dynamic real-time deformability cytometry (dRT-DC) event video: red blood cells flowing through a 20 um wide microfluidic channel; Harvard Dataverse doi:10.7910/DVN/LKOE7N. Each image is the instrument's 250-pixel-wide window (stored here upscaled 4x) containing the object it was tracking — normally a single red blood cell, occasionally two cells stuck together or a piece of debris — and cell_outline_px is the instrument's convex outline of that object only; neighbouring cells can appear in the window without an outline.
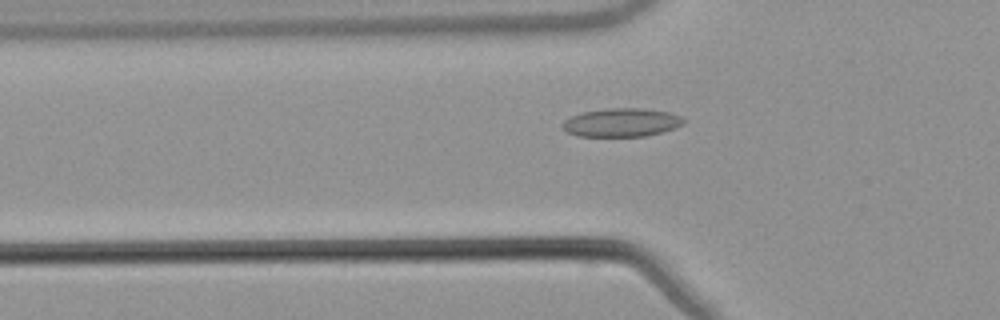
{"species": "common noctule bat (a hibernating species)", "species_latin": "Nyctalus noctula", "temperature_condition": "warm", "stored_images_in_passage": 54, "camera_frame_rate_fps": 3000, "um_per_image_px": 0.085, "animal": {"sex": "male", "body_mass_g": 21.5, "forearm_length_mm": 52.0}, "frame": {"image": 1, "passage_image": 19, "time_ms": 6.0, "image_size_px": [1000, 320], "cell_outline_px": [[688, 120], [684, 124], [676, 128], [644, 136], [576, 136], [560, 128], [560, 124], [564, 120], [572, 116], [584, 112], [604, 108], [644, 108], [668, 112], [680, 116]], "centroid_in_image_um": [52.83, 10.41], "position_along_channel_um": 73.0, "area_um2": 20.29}}
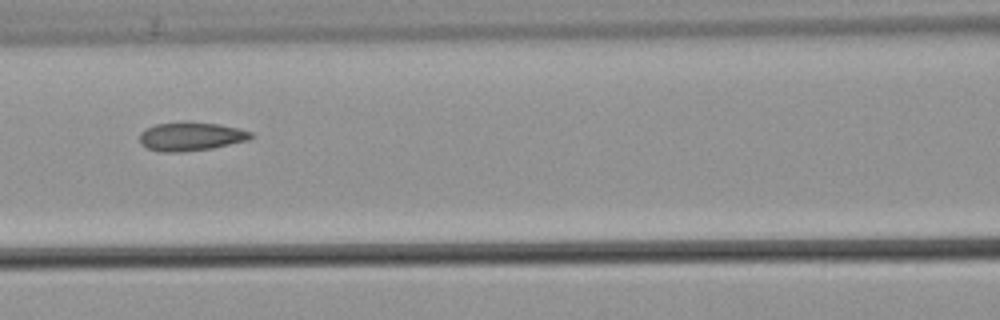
{"frame": {"image": 2, "passage_image": 25, "time_ms": 8.0, "image_size_px": [1000, 320], "cell_outline_px": [[256, 136], [248, 140], [212, 148], [180, 152], [160, 152], [148, 148], [140, 144], [140, 132], [156, 124], [184, 120], [220, 124], [240, 128], [252, 132]], "centroid_in_image_um": [16.25, 11.57], "position_along_channel_um": 150.3, "area_um2": 18.96}}
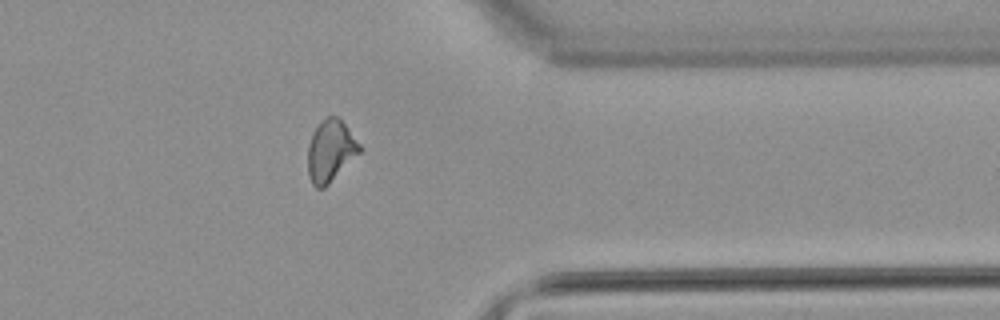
{"frame": {"image": 3, "passage_image": 44, "time_ms": 14.333, "image_size_px": [1000, 320], "cell_outline_px": [[364, 148], [324, 188], [316, 188], [312, 184], [308, 176], [308, 144], [312, 132], [328, 116], [340, 116]], "centroid_in_image_um": [28.11, 12.8], "position_along_channel_um": 383.3, "area_um2": 18.73}, "authors_computed_cell_mechanics": {"area_um2": 18.8717, "velocity_mm_per_s": 3.8304, "shape_relaxation_time_tau1_ms": null, "shape_relaxation_time_tau2_ms": 1.6829, "deformation_change_tau1": null, "deformation_change_tau2": 0.0731}}